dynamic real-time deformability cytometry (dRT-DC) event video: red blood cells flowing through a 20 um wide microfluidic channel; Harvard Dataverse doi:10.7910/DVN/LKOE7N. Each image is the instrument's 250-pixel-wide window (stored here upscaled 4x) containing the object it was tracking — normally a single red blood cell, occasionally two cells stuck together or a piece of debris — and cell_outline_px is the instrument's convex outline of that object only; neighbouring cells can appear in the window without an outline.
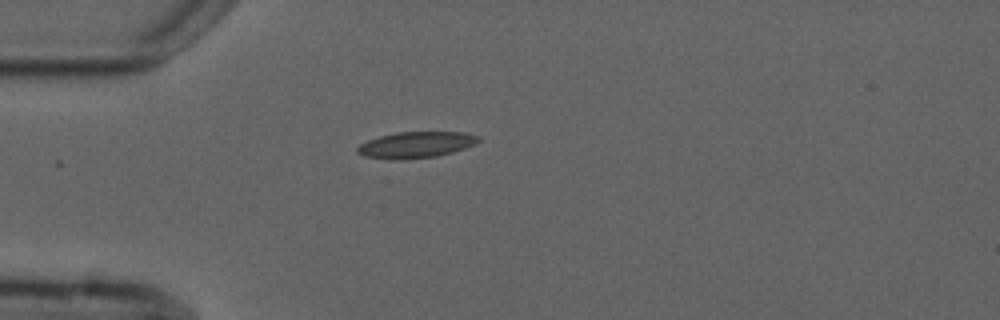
{"species": "common noctule bat (a hibernating species)", "species_latin": "Nyctalus noctula", "temperature_condition": "cold", "stored_images_in_passage": 2, "camera_frame_rate_fps": 3000, "um_per_image_px": 0.085, "animal": {"sex": "male", "forearm_length_mm": 52.5}, "frame": {"image": 1, "passage_image": 2, "time_ms": 1.333, "image_size_px": [1000, 320], "cell_outline_px": [[480, 140], [476, 144], [452, 152], [436, 156], [404, 160], [388, 160], [364, 156], [356, 152], [356, 148], [360, 144], [368, 140], [380, 136], [396, 132], [464, 132], [480, 136]], "centroid_in_image_um": [35.34, 12.32], "position_along_channel_um": 49.7, "area_um2": 18.67}}